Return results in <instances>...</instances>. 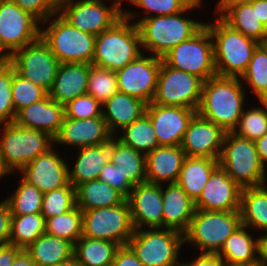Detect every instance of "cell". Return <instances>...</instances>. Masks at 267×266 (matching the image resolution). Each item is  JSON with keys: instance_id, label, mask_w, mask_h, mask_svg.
<instances>
[{"instance_id": "obj_1", "label": "cell", "mask_w": 267, "mask_h": 266, "mask_svg": "<svg viewBox=\"0 0 267 266\" xmlns=\"http://www.w3.org/2000/svg\"><path fill=\"white\" fill-rule=\"evenodd\" d=\"M247 94L239 77L216 75L203 82L197 113L232 132L248 104Z\"/></svg>"}, {"instance_id": "obj_2", "label": "cell", "mask_w": 267, "mask_h": 266, "mask_svg": "<svg viewBox=\"0 0 267 266\" xmlns=\"http://www.w3.org/2000/svg\"><path fill=\"white\" fill-rule=\"evenodd\" d=\"M196 10L199 11L197 8L187 7L176 14L152 16L140 20L136 25L140 33L143 53L162 58L179 43L190 39L205 23V20L201 21L197 18ZM192 14L196 19L192 16L188 17Z\"/></svg>"}, {"instance_id": "obj_3", "label": "cell", "mask_w": 267, "mask_h": 266, "mask_svg": "<svg viewBox=\"0 0 267 266\" xmlns=\"http://www.w3.org/2000/svg\"><path fill=\"white\" fill-rule=\"evenodd\" d=\"M205 21L214 45V63L218 76L241 77L247 70L252 54L259 44L231 28L219 16Z\"/></svg>"}, {"instance_id": "obj_4", "label": "cell", "mask_w": 267, "mask_h": 266, "mask_svg": "<svg viewBox=\"0 0 267 266\" xmlns=\"http://www.w3.org/2000/svg\"><path fill=\"white\" fill-rule=\"evenodd\" d=\"M141 54L138 27L123 16L110 29L96 36L92 65L116 72Z\"/></svg>"}, {"instance_id": "obj_5", "label": "cell", "mask_w": 267, "mask_h": 266, "mask_svg": "<svg viewBox=\"0 0 267 266\" xmlns=\"http://www.w3.org/2000/svg\"><path fill=\"white\" fill-rule=\"evenodd\" d=\"M40 37L60 63L92 64L96 36L80 31L59 13L41 23Z\"/></svg>"}, {"instance_id": "obj_6", "label": "cell", "mask_w": 267, "mask_h": 266, "mask_svg": "<svg viewBox=\"0 0 267 266\" xmlns=\"http://www.w3.org/2000/svg\"><path fill=\"white\" fill-rule=\"evenodd\" d=\"M241 225L240 211L195 209L189 228L184 234V244L198 253L218 254L225 241Z\"/></svg>"}, {"instance_id": "obj_7", "label": "cell", "mask_w": 267, "mask_h": 266, "mask_svg": "<svg viewBox=\"0 0 267 266\" xmlns=\"http://www.w3.org/2000/svg\"><path fill=\"white\" fill-rule=\"evenodd\" d=\"M219 165L241 188L264 185L267 168L252 140L226 132Z\"/></svg>"}, {"instance_id": "obj_8", "label": "cell", "mask_w": 267, "mask_h": 266, "mask_svg": "<svg viewBox=\"0 0 267 266\" xmlns=\"http://www.w3.org/2000/svg\"><path fill=\"white\" fill-rule=\"evenodd\" d=\"M0 135V152L13 173L54 147V138L49 134L15 122L0 124Z\"/></svg>"}, {"instance_id": "obj_9", "label": "cell", "mask_w": 267, "mask_h": 266, "mask_svg": "<svg viewBox=\"0 0 267 266\" xmlns=\"http://www.w3.org/2000/svg\"><path fill=\"white\" fill-rule=\"evenodd\" d=\"M128 246L144 266H181L185 251L184 235L165 228L134 230Z\"/></svg>"}, {"instance_id": "obj_10", "label": "cell", "mask_w": 267, "mask_h": 266, "mask_svg": "<svg viewBox=\"0 0 267 266\" xmlns=\"http://www.w3.org/2000/svg\"><path fill=\"white\" fill-rule=\"evenodd\" d=\"M58 13L80 31L97 36L123 17L117 0H59Z\"/></svg>"}, {"instance_id": "obj_11", "label": "cell", "mask_w": 267, "mask_h": 266, "mask_svg": "<svg viewBox=\"0 0 267 266\" xmlns=\"http://www.w3.org/2000/svg\"><path fill=\"white\" fill-rule=\"evenodd\" d=\"M162 61L167 66L196 75L203 81L216 76L214 45L209 29L204 25L190 39L167 52Z\"/></svg>"}, {"instance_id": "obj_12", "label": "cell", "mask_w": 267, "mask_h": 266, "mask_svg": "<svg viewBox=\"0 0 267 266\" xmlns=\"http://www.w3.org/2000/svg\"><path fill=\"white\" fill-rule=\"evenodd\" d=\"M134 228L127 199L122 203L82 211V236L128 245Z\"/></svg>"}, {"instance_id": "obj_13", "label": "cell", "mask_w": 267, "mask_h": 266, "mask_svg": "<svg viewBox=\"0 0 267 266\" xmlns=\"http://www.w3.org/2000/svg\"><path fill=\"white\" fill-rule=\"evenodd\" d=\"M203 80L196 75L167 66L163 61L158 73L153 103L197 110L201 100Z\"/></svg>"}, {"instance_id": "obj_14", "label": "cell", "mask_w": 267, "mask_h": 266, "mask_svg": "<svg viewBox=\"0 0 267 266\" xmlns=\"http://www.w3.org/2000/svg\"><path fill=\"white\" fill-rule=\"evenodd\" d=\"M8 60L23 78L43 88L52 89L60 61L40 38L15 51Z\"/></svg>"}, {"instance_id": "obj_15", "label": "cell", "mask_w": 267, "mask_h": 266, "mask_svg": "<svg viewBox=\"0 0 267 266\" xmlns=\"http://www.w3.org/2000/svg\"><path fill=\"white\" fill-rule=\"evenodd\" d=\"M41 23L12 0H0V51L8 58L40 38Z\"/></svg>"}, {"instance_id": "obj_16", "label": "cell", "mask_w": 267, "mask_h": 266, "mask_svg": "<svg viewBox=\"0 0 267 266\" xmlns=\"http://www.w3.org/2000/svg\"><path fill=\"white\" fill-rule=\"evenodd\" d=\"M162 58L143 53L116 71L118 91L138 98L147 105L154 99Z\"/></svg>"}, {"instance_id": "obj_17", "label": "cell", "mask_w": 267, "mask_h": 266, "mask_svg": "<svg viewBox=\"0 0 267 266\" xmlns=\"http://www.w3.org/2000/svg\"><path fill=\"white\" fill-rule=\"evenodd\" d=\"M60 151L54 146L24 166L18 175L42 193L67 186L70 183L67 156Z\"/></svg>"}, {"instance_id": "obj_18", "label": "cell", "mask_w": 267, "mask_h": 266, "mask_svg": "<svg viewBox=\"0 0 267 266\" xmlns=\"http://www.w3.org/2000/svg\"><path fill=\"white\" fill-rule=\"evenodd\" d=\"M145 113L150 117L159 146H180L197 110L151 102L146 106Z\"/></svg>"}, {"instance_id": "obj_19", "label": "cell", "mask_w": 267, "mask_h": 266, "mask_svg": "<svg viewBox=\"0 0 267 266\" xmlns=\"http://www.w3.org/2000/svg\"><path fill=\"white\" fill-rule=\"evenodd\" d=\"M112 137L103 116L89 119L64 117L60 131L54 138V146L58 149L67 146V150H75L107 143Z\"/></svg>"}, {"instance_id": "obj_20", "label": "cell", "mask_w": 267, "mask_h": 266, "mask_svg": "<svg viewBox=\"0 0 267 266\" xmlns=\"http://www.w3.org/2000/svg\"><path fill=\"white\" fill-rule=\"evenodd\" d=\"M225 133L220 126L196 113L180 146L188 157L219 160Z\"/></svg>"}, {"instance_id": "obj_21", "label": "cell", "mask_w": 267, "mask_h": 266, "mask_svg": "<svg viewBox=\"0 0 267 266\" xmlns=\"http://www.w3.org/2000/svg\"><path fill=\"white\" fill-rule=\"evenodd\" d=\"M242 188L218 165L210 174L195 209L205 211H239Z\"/></svg>"}, {"instance_id": "obj_22", "label": "cell", "mask_w": 267, "mask_h": 266, "mask_svg": "<svg viewBox=\"0 0 267 266\" xmlns=\"http://www.w3.org/2000/svg\"><path fill=\"white\" fill-rule=\"evenodd\" d=\"M127 200L134 230L163 228L161 185L140 183L133 187Z\"/></svg>"}, {"instance_id": "obj_23", "label": "cell", "mask_w": 267, "mask_h": 266, "mask_svg": "<svg viewBox=\"0 0 267 266\" xmlns=\"http://www.w3.org/2000/svg\"><path fill=\"white\" fill-rule=\"evenodd\" d=\"M65 117V106L52 100L49 95L39 102L20 109L14 122L28 129L45 132L55 138Z\"/></svg>"}, {"instance_id": "obj_24", "label": "cell", "mask_w": 267, "mask_h": 266, "mask_svg": "<svg viewBox=\"0 0 267 266\" xmlns=\"http://www.w3.org/2000/svg\"><path fill=\"white\" fill-rule=\"evenodd\" d=\"M74 152L76 159L72 158L67 162L70 163H68L69 182L76 189L83 183L99 178L103 167L111 159L112 138L107 143L78 148Z\"/></svg>"}, {"instance_id": "obj_25", "label": "cell", "mask_w": 267, "mask_h": 266, "mask_svg": "<svg viewBox=\"0 0 267 266\" xmlns=\"http://www.w3.org/2000/svg\"><path fill=\"white\" fill-rule=\"evenodd\" d=\"M161 194L163 200V228L184 235L194 215V201L177 183L161 185Z\"/></svg>"}, {"instance_id": "obj_26", "label": "cell", "mask_w": 267, "mask_h": 266, "mask_svg": "<svg viewBox=\"0 0 267 266\" xmlns=\"http://www.w3.org/2000/svg\"><path fill=\"white\" fill-rule=\"evenodd\" d=\"M146 157V181L157 185L176 183L186 157L181 146H158Z\"/></svg>"}, {"instance_id": "obj_27", "label": "cell", "mask_w": 267, "mask_h": 266, "mask_svg": "<svg viewBox=\"0 0 267 266\" xmlns=\"http://www.w3.org/2000/svg\"><path fill=\"white\" fill-rule=\"evenodd\" d=\"M92 64L60 63L49 97L65 105L87 93L89 70Z\"/></svg>"}, {"instance_id": "obj_28", "label": "cell", "mask_w": 267, "mask_h": 266, "mask_svg": "<svg viewBox=\"0 0 267 266\" xmlns=\"http://www.w3.org/2000/svg\"><path fill=\"white\" fill-rule=\"evenodd\" d=\"M146 106L144 101L118 91L102 104V116L110 133L115 136L145 114Z\"/></svg>"}, {"instance_id": "obj_29", "label": "cell", "mask_w": 267, "mask_h": 266, "mask_svg": "<svg viewBox=\"0 0 267 266\" xmlns=\"http://www.w3.org/2000/svg\"><path fill=\"white\" fill-rule=\"evenodd\" d=\"M214 8L215 12H210L219 16L231 28L258 43H267V28L258 19L257 0L251 4Z\"/></svg>"}, {"instance_id": "obj_30", "label": "cell", "mask_w": 267, "mask_h": 266, "mask_svg": "<svg viewBox=\"0 0 267 266\" xmlns=\"http://www.w3.org/2000/svg\"><path fill=\"white\" fill-rule=\"evenodd\" d=\"M253 234L250 228L241 225L230 235L218 253L225 265L260 262L259 235Z\"/></svg>"}, {"instance_id": "obj_31", "label": "cell", "mask_w": 267, "mask_h": 266, "mask_svg": "<svg viewBox=\"0 0 267 266\" xmlns=\"http://www.w3.org/2000/svg\"><path fill=\"white\" fill-rule=\"evenodd\" d=\"M239 211L243 226L250 228L257 235L266 233L267 187L262 185L242 188Z\"/></svg>"}, {"instance_id": "obj_32", "label": "cell", "mask_w": 267, "mask_h": 266, "mask_svg": "<svg viewBox=\"0 0 267 266\" xmlns=\"http://www.w3.org/2000/svg\"><path fill=\"white\" fill-rule=\"evenodd\" d=\"M218 165L217 159L186 156L176 183L195 202Z\"/></svg>"}, {"instance_id": "obj_33", "label": "cell", "mask_w": 267, "mask_h": 266, "mask_svg": "<svg viewBox=\"0 0 267 266\" xmlns=\"http://www.w3.org/2000/svg\"><path fill=\"white\" fill-rule=\"evenodd\" d=\"M25 250L37 266H54L73 257L74 245L67 240L44 233Z\"/></svg>"}, {"instance_id": "obj_34", "label": "cell", "mask_w": 267, "mask_h": 266, "mask_svg": "<svg viewBox=\"0 0 267 266\" xmlns=\"http://www.w3.org/2000/svg\"><path fill=\"white\" fill-rule=\"evenodd\" d=\"M110 162L122 173L134 187L146 182L145 154L123 144L115 136L112 137V154Z\"/></svg>"}, {"instance_id": "obj_35", "label": "cell", "mask_w": 267, "mask_h": 266, "mask_svg": "<svg viewBox=\"0 0 267 266\" xmlns=\"http://www.w3.org/2000/svg\"><path fill=\"white\" fill-rule=\"evenodd\" d=\"M126 198L109 184L98 179L83 183L76 188V206L82 211L112 207Z\"/></svg>"}, {"instance_id": "obj_36", "label": "cell", "mask_w": 267, "mask_h": 266, "mask_svg": "<svg viewBox=\"0 0 267 266\" xmlns=\"http://www.w3.org/2000/svg\"><path fill=\"white\" fill-rule=\"evenodd\" d=\"M119 247L115 242L81 236L74 244L73 257L82 266H111Z\"/></svg>"}, {"instance_id": "obj_37", "label": "cell", "mask_w": 267, "mask_h": 266, "mask_svg": "<svg viewBox=\"0 0 267 266\" xmlns=\"http://www.w3.org/2000/svg\"><path fill=\"white\" fill-rule=\"evenodd\" d=\"M240 79L247 93L254 95V100L262 101L267 97V43L257 45L249 66Z\"/></svg>"}, {"instance_id": "obj_38", "label": "cell", "mask_w": 267, "mask_h": 266, "mask_svg": "<svg viewBox=\"0 0 267 266\" xmlns=\"http://www.w3.org/2000/svg\"><path fill=\"white\" fill-rule=\"evenodd\" d=\"M115 137L123 144L145 155L159 146L152 122L146 113L124 127Z\"/></svg>"}, {"instance_id": "obj_39", "label": "cell", "mask_w": 267, "mask_h": 266, "mask_svg": "<svg viewBox=\"0 0 267 266\" xmlns=\"http://www.w3.org/2000/svg\"><path fill=\"white\" fill-rule=\"evenodd\" d=\"M133 6L139 10H133ZM187 7L182 0H128L126 8H123V16L137 24L142 19L176 14L184 11Z\"/></svg>"}, {"instance_id": "obj_40", "label": "cell", "mask_w": 267, "mask_h": 266, "mask_svg": "<svg viewBox=\"0 0 267 266\" xmlns=\"http://www.w3.org/2000/svg\"><path fill=\"white\" fill-rule=\"evenodd\" d=\"M45 233V218L41 213L12 215L9 244L26 249Z\"/></svg>"}, {"instance_id": "obj_41", "label": "cell", "mask_w": 267, "mask_h": 266, "mask_svg": "<svg viewBox=\"0 0 267 266\" xmlns=\"http://www.w3.org/2000/svg\"><path fill=\"white\" fill-rule=\"evenodd\" d=\"M12 192L4 196L12 215L41 213L43 193L36 186L19 177Z\"/></svg>"}, {"instance_id": "obj_42", "label": "cell", "mask_w": 267, "mask_h": 266, "mask_svg": "<svg viewBox=\"0 0 267 266\" xmlns=\"http://www.w3.org/2000/svg\"><path fill=\"white\" fill-rule=\"evenodd\" d=\"M257 102L254 107L248 104L232 131L234 134L248 140L256 141L267 133V106L263 101ZM259 102V103H258ZM258 104V105H257Z\"/></svg>"}, {"instance_id": "obj_43", "label": "cell", "mask_w": 267, "mask_h": 266, "mask_svg": "<svg viewBox=\"0 0 267 266\" xmlns=\"http://www.w3.org/2000/svg\"><path fill=\"white\" fill-rule=\"evenodd\" d=\"M45 233L67 240L74 245L82 236V210L76 206L64 214L47 218Z\"/></svg>"}, {"instance_id": "obj_44", "label": "cell", "mask_w": 267, "mask_h": 266, "mask_svg": "<svg viewBox=\"0 0 267 266\" xmlns=\"http://www.w3.org/2000/svg\"><path fill=\"white\" fill-rule=\"evenodd\" d=\"M76 207V189L72 184L43 193L41 214L45 218L64 214Z\"/></svg>"}, {"instance_id": "obj_45", "label": "cell", "mask_w": 267, "mask_h": 266, "mask_svg": "<svg viewBox=\"0 0 267 266\" xmlns=\"http://www.w3.org/2000/svg\"><path fill=\"white\" fill-rule=\"evenodd\" d=\"M116 92H118L116 72L91 65L87 94L103 104Z\"/></svg>"}, {"instance_id": "obj_46", "label": "cell", "mask_w": 267, "mask_h": 266, "mask_svg": "<svg viewBox=\"0 0 267 266\" xmlns=\"http://www.w3.org/2000/svg\"><path fill=\"white\" fill-rule=\"evenodd\" d=\"M11 88L15 113L26 106L41 101L48 95L43 88L19 75L14 67Z\"/></svg>"}, {"instance_id": "obj_47", "label": "cell", "mask_w": 267, "mask_h": 266, "mask_svg": "<svg viewBox=\"0 0 267 266\" xmlns=\"http://www.w3.org/2000/svg\"><path fill=\"white\" fill-rule=\"evenodd\" d=\"M13 65L8 60L0 68V124L14 122L16 113L12 100Z\"/></svg>"}, {"instance_id": "obj_48", "label": "cell", "mask_w": 267, "mask_h": 266, "mask_svg": "<svg viewBox=\"0 0 267 266\" xmlns=\"http://www.w3.org/2000/svg\"><path fill=\"white\" fill-rule=\"evenodd\" d=\"M65 106V117L89 119L102 116V104L89 94L80 95Z\"/></svg>"}, {"instance_id": "obj_49", "label": "cell", "mask_w": 267, "mask_h": 266, "mask_svg": "<svg viewBox=\"0 0 267 266\" xmlns=\"http://www.w3.org/2000/svg\"><path fill=\"white\" fill-rule=\"evenodd\" d=\"M22 10L34 16L40 23L58 13L59 0H12Z\"/></svg>"}, {"instance_id": "obj_50", "label": "cell", "mask_w": 267, "mask_h": 266, "mask_svg": "<svg viewBox=\"0 0 267 266\" xmlns=\"http://www.w3.org/2000/svg\"><path fill=\"white\" fill-rule=\"evenodd\" d=\"M99 179L119 191L126 199L130 195L133 186L122 176L118 166L108 162L99 174Z\"/></svg>"}, {"instance_id": "obj_51", "label": "cell", "mask_w": 267, "mask_h": 266, "mask_svg": "<svg viewBox=\"0 0 267 266\" xmlns=\"http://www.w3.org/2000/svg\"><path fill=\"white\" fill-rule=\"evenodd\" d=\"M12 214L5 199L0 201V246L9 244Z\"/></svg>"}, {"instance_id": "obj_52", "label": "cell", "mask_w": 267, "mask_h": 266, "mask_svg": "<svg viewBox=\"0 0 267 266\" xmlns=\"http://www.w3.org/2000/svg\"><path fill=\"white\" fill-rule=\"evenodd\" d=\"M111 266H144L137 258L132 249L126 246H120L115 253Z\"/></svg>"}, {"instance_id": "obj_53", "label": "cell", "mask_w": 267, "mask_h": 266, "mask_svg": "<svg viewBox=\"0 0 267 266\" xmlns=\"http://www.w3.org/2000/svg\"><path fill=\"white\" fill-rule=\"evenodd\" d=\"M195 258L191 257V260H183L181 266H225L223 260L218 254L210 253H196Z\"/></svg>"}, {"instance_id": "obj_54", "label": "cell", "mask_w": 267, "mask_h": 266, "mask_svg": "<svg viewBox=\"0 0 267 266\" xmlns=\"http://www.w3.org/2000/svg\"><path fill=\"white\" fill-rule=\"evenodd\" d=\"M22 249L12 244L0 246V266H12L15 256Z\"/></svg>"}, {"instance_id": "obj_55", "label": "cell", "mask_w": 267, "mask_h": 266, "mask_svg": "<svg viewBox=\"0 0 267 266\" xmlns=\"http://www.w3.org/2000/svg\"><path fill=\"white\" fill-rule=\"evenodd\" d=\"M260 161L267 168V133L254 141Z\"/></svg>"}, {"instance_id": "obj_56", "label": "cell", "mask_w": 267, "mask_h": 266, "mask_svg": "<svg viewBox=\"0 0 267 266\" xmlns=\"http://www.w3.org/2000/svg\"><path fill=\"white\" fill-rule=\"evenodd\" d=\"M12 266H37V265L36 262L31 258V255L25 249H22L15 256Z\"/></svg>"}, {"instance_id": "obj_57", "label": "cell", "mask_w": 267, "mask_h": 266, "mask_svg": "<svg viewBox=\"0 0 267 266\" xmlns=\"http://www.w3.org/2000/svg\"><path fill=\"white\" fill-rule=\"evenodd\" d=\"M260 263L267 266V232L259 235Z\"/></svg>"}, {"instance_id": "obj_58", "label": "cell", "mask_w": 267, "mask_h": 266, "mask_svg": "<svg viewBox=\"0 0 267 266\" xmlns=\"http://www.w3.org/2000/svg\"><path fill=\"white\" fill-rule=\"evenodd\" d=\"M257 15L261 23L267 28V0H257Z\"/></svg>"}, {"instance_id": "obj_59", "label": "cell", "mask_w": 267, "mask_h": 266, "mask_svg": "<svg viewBox=\"0 0 267 266\" xmlns=\"http://www.w3.org/2000/svg\"><path fill=\"white\" fill-rule=\"evenodd\" d=\"M255 0H217L215 3H217L216 7H232V6H238L242 4H251Z\"/></svg>"}, {"instance_id": "obj_60", "label": "cell", "mask_w": 267, "mask_h": 266, "mask_svg": "<svg viewBox=\"0 0 267 266\" xmlns=\"http://www.w3.org/2000/svg\"><path fill=\"white\" fill-rule=\"evenodd\" d=\"M14 175L16 178V174L18 173H13L9 167L5 164L4 158L0 152V180L2 181V178L5 179L6 176Z\"/></svg>"}, {"instance_id": "obj_61", "label": "cell", "mask_w": 267, "mask_h": 266, "mask_svg": "<svg viewBox=\"0 0 267 266\" xmlns=\"http://www.w3.org/2000/svg\"><path fill=\"white\" fill-rule=\"evenodd\" d=\"M188 7L201 9L205 3V0H182Z\"/></svg>"}, {"instance_id": "obj_62", "label": "cell", "mask_w": 267, "mask_h": 266, "mask_svg": "<svg viewBox=\"0 0 267 266\" xmlns=\"http://www.w3.org/2000/svg\"><path fill=\"white\" fill-rule=\"evenodd\" d=\"M54 266H82V265L79 264L78 261L74 257H72L68 261L56 264Z\"/></svg>"}, {"instance_id": "obj_63", "label": "cell", "mask_w": 267, "mask_h": 266, "mask_svg": "<svg viewBox=\"0 0 267 266\" xmlns=\"http://www.w3.org/2000/svg\"><path fill=\"white\" fill-rule=\"evenodd\" d=\"M8 61V57L0 51V68Z\"/></svg>"}, {"instance_id": "obj_64", "label": "cell", "mask_w": 267, "mask_h": 266, "mask_svg": "<svg viewBox=\"0 0 267 266\" xmlns=\"http://www.w3.org/2000/svg\"><path fill=\"white\" fill-rule=\"evenodd\" d=\"M225 266H263V264L260 262H256L253 264H238V265H225Z\"/></svg>"}, {"instance_id": "obj_65", "label": "cell", "mask_w": 267, "mask_h": 266, "mask_svg": "<svg viewBox=\"0 0 267 266\" xmlns=\"http://www.w3.org/2000/svg\"><path fill=\"white\" fill-rule=\"evenodd\" d=\"M122 6L124 5L125 6V3L124 2H127L128 0H117Z\"/></svg>"}, {"instance_id": "obj_66", "label": "cell", "mask_w": 267, "mask_h": 266, "mask_svg": "<svg viewBox=\"0 0 267 266\" xmlns=\"http://www.w3.org/2000/svg\"><path fill=\"white\" fill-rule=\"evenodd\" d=\"M262 101L267 106V97H265Z\"/></svg>"}, {"instance_id": "obj_67", "label": "cell", "mask_w": 267, "mask_h": 266, "mask_svg": "<svg viewBox=\"0 0 267 266\" xmlns=\"http://www.w3.org/2000/svg\"><path fill=\"white\" fill-rule=\"evenodd\" d=\"M264 185H265V187H267V174H266V177H265Z\"/></svg>"}]
</instances>
